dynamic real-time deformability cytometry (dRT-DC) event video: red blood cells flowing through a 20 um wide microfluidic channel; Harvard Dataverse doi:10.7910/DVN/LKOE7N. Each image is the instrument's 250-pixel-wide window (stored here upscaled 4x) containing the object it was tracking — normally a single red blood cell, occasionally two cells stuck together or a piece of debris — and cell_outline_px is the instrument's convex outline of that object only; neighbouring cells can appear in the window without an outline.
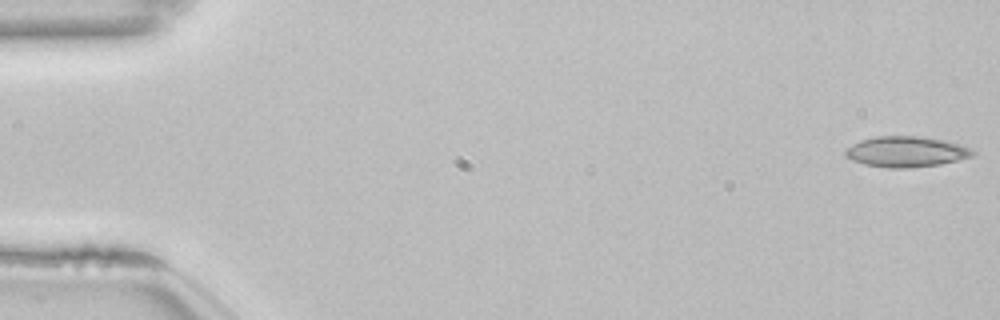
{"species": "common noctule bat (a hibernating species)", "species_latin": "Nyctalus noctula", "temperature_condition": "room temperature", "stored_images_in_passage": 53, "camera_frame_rate_fps": 3000, "um_per_image_px": 0.085, "animal": {"sex": "female", "body_mass_g": 22.7, "forearm_length_mm": 54.2}, "frame": {"image": 1, "passage_image": 1, "time_ms": 0.0, "image_size_px": [1000, 320], "cell_outline_px": [[976, 152], [972, 156], [940, 164], [908, 168], [888, 168], [864, 164], [852, 160], [844, 156], [844, 148], [860, 140], [876, 136], [916, 136], [944, 140], [960, 144], [972, 148]], "centroid_in_image_um": [76.99, 12.89], "position_along_channel_um": 8.0, "area_um2": 22.83}}
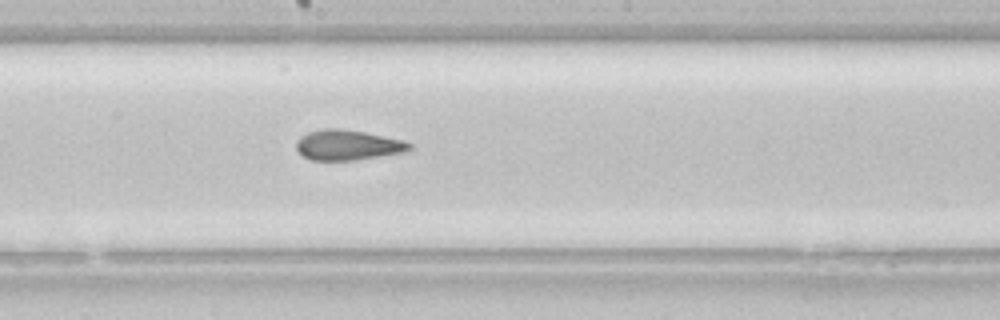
{"frame": {"image": 2, "passage_image": 29, "time_ms": 9.333, "image_size_px": [1000, 320], "cell_outline_px": [[412, 148], [404, 152], [352, 160], [312, 160], [304, 156], [296, 148], [296, 140], [300, 136], [308, 132], [324, 128], [340, 128], [364, 132], [400, 140], [412, 144]], "centroid_in_image_um": [29.51, 12.32], "position_along_channel_um": 218.7, "area_um2": 19.65}}
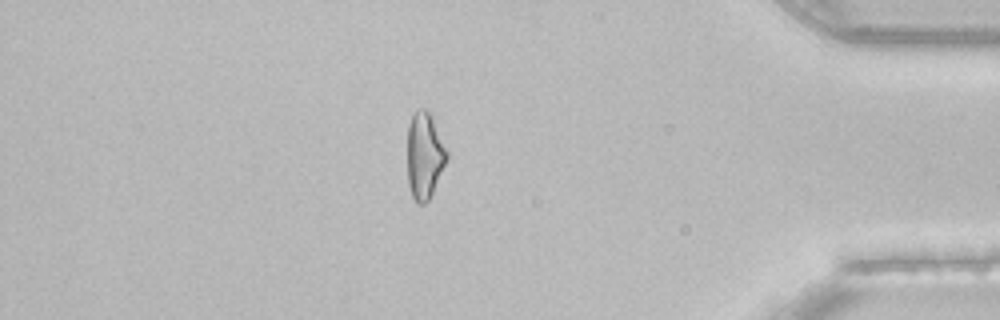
{"frame": {"image": 3, "passage_image": 46, "time_ms": 15.0, "image_size_px": [1000, 320], "cell_outline_px": [[448, 160], [428, 200], [424, 204], [416, 204], [412, 196], [408, 184], [408, 124], [416, 108], [424, 108], [432, 116], [448, 152]], "centroid_in_image_um": [36.09, 13.22], "position_along_channel_um": 399.1, "area_um2": 20.0}, "authors_computed_cell_mechanics": {"area_um2": 21.1548, "velocity_mm_per_s": 3.8542, "shape_relaxation_time_tau1_ms": null, "shape_relaxation_time_tau2_ms": 2.532, "deformation_change_tau1": null, "deformation_change_tau2": 0.1026}}